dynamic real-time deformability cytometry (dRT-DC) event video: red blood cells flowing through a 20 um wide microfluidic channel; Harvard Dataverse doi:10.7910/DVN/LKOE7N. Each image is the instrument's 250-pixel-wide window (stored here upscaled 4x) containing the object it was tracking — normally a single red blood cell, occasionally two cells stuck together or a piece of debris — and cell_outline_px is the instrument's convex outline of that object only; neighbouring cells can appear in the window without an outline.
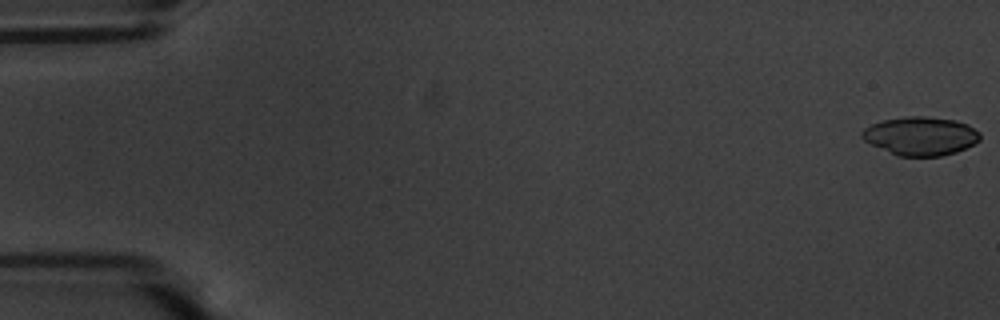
{"species": "common noctule bat (a hibernating species)", "species_latin": "Nyctalus noctula", "temperature_condition": "warm", "stored_images_in_passage": 56, "camera_frame_rate_fps": 3000, "um_per_image_px": 0.085, "animal": {"sex": "male", "body_mass_g": 20.1, "forearm_length_mm": 53.5}, "frame": {"image": 1, "passage_image": 1, "time_ms": 0.0, "image_size_px": [1000, 320], "cell_outline_px": [[980, 140], [976, 144], [956, 152], [940, 156], [900, 156], [872, 144], [864, 140], [860, 136], [860, 132], [864, 128], [872, 124], [884, 120], [904, 116], [928, 116], [956, 120], [968, 124], [980, 132]], "centroid_in_image_um": [78.29, 11.55], "position_along_channel_um": 6.7, "area_um2": 26.59}}
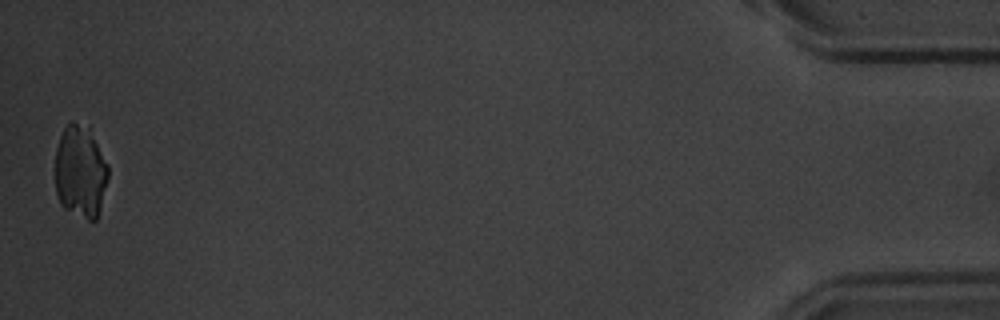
{"frame": {"image": 2, "passage_image": 56, "time_ms": 18.333, "image_size_px": [1000, 320], "cell_outline_px": [[108, 176], [100, 208], [96, 220], [88, 220], [64, 208], [60, 204], [56, 192], [56, 148], [60, 136], [64, 128], [72, 120], [88, 128], [108, 164]], "centroid_in_image_um": [6.82, 14.6], "position_along_channel_um": 428.4, "area_um2": 28.26}}